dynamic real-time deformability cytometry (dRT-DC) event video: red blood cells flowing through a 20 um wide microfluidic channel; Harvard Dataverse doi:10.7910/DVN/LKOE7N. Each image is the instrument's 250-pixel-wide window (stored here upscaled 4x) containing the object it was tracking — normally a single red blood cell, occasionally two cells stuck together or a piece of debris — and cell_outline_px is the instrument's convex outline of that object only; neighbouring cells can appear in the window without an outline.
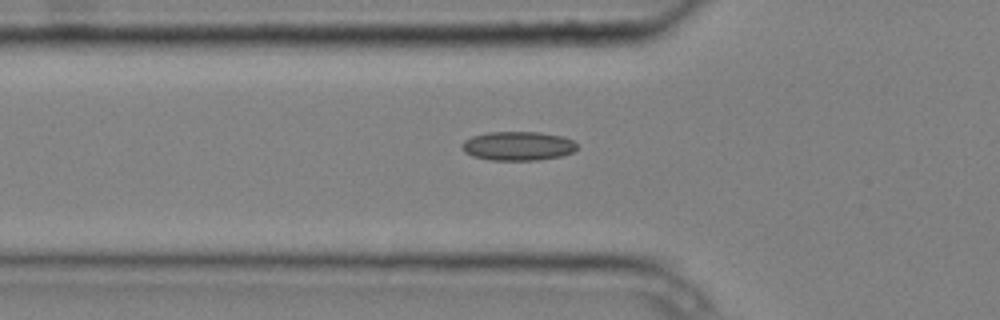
{"species": "common noctule bat (a hibernating species)", "species_latin": "Nyctalus noctula", "temperature_condition": "cold", "stored_images_in_passage": 3, "camera_frame_rate_fps": 3000, "um_per_image_px": 0.085, "animal": {"sex": "male", "body_mass_g": 20.4}, "frame": {"image": 1, "passage_image": 3, "time_ms": 0.667, "image_size_px": [1000, 320], "cell_outline_px": [[576, 148], [572, 152], [560, 156], [540, 160], [492, 160], [472, 156], [464, 152], [460, 148], [460, 144], [464, 140], [472, 136], [488, 132], [540, 132], [560, 136], [572, 140], [576, 144]], "centroid_in_image_um": [43.96, 12.41], "position_along_channel_um": 81.8, "area_um2": 19.48}}